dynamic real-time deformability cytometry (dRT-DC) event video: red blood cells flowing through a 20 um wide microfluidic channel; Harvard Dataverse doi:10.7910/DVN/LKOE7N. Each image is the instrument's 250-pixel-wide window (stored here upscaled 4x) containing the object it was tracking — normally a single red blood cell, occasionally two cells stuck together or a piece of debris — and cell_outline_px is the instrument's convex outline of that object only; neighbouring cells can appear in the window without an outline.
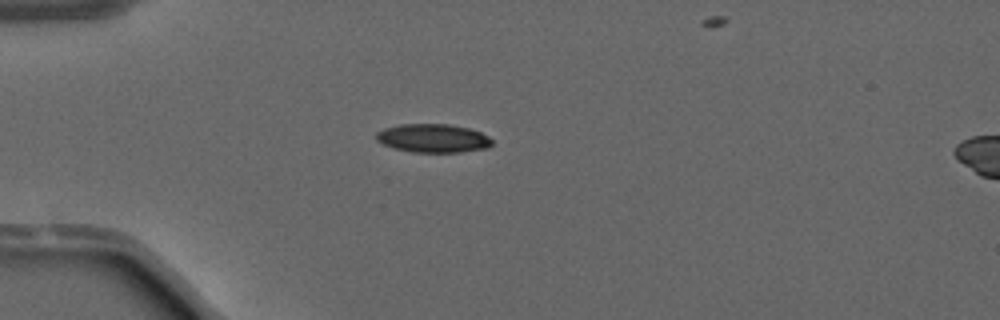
{"species": "common noctule bat (a hibernating species)", "species_latin": "Nyctalus noctula", "temperature_condition": "warm", "stored_images_in_passage": 33, "camera_frame_rate_fps": 3000, "um_per_image_px": 0.085, "animal": {"sex": "male", "forearm_length_mm": 52.5}, "frame": {"image": 1, "passage_image": 1, "time_ms": 0.0, "image_size_px": [1000, 320], "cell_outline_px": [[492, 144], [488, 148], [460, 152], [412, 152], [392, 148], [376, 140], [376, 132], [384, 128], [400, 124], [448, 124], [468, 128], [480, 132], [488, 136], [492, 140]], "centroid_in_image_um": [36.79, 11.75], "position_along_channel_um": 48.2, "area_um2": 19.31}}
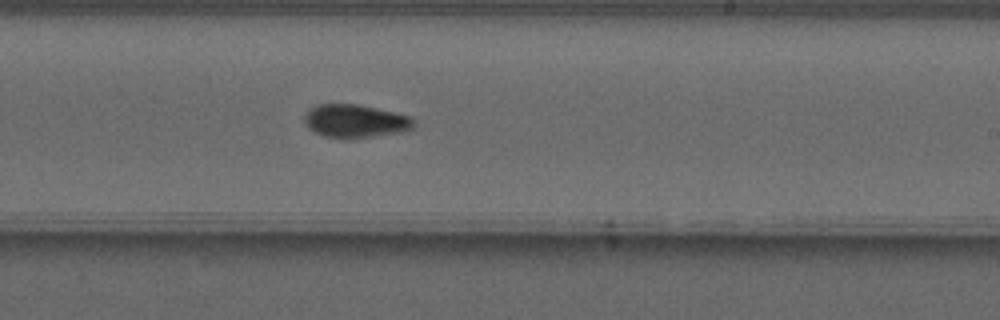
{"frame": {"image": 2, "passage_image": 18, "time_ms": 5.667, "image_size_px": [1000, 320], "cell_outline_px": [[416, 124], [408, 132], [372, 136], [324, 136], [308, 128], [304, 120], [304, 112], [308, 108], [316, 104], [360, 104], [396, 112], [412, 116], [416, 120]], "centroid_in_image_um": [30.26, 10.25], "position_along_channel_um": 258.7, "area_um2": 21.21}}
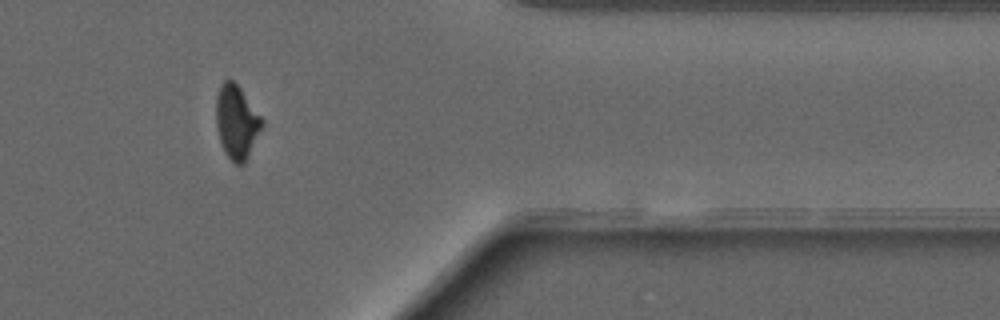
{"frame": {"image": 3, "passage_image": 29, "time_ms": 9.333, "image_size_px": [1000, 320], "cell_outline_px": [[264, 124], [244, 164], [236, 164], [224, 152], [216, 128], [216, 96], [220, 84], [224, 80], [232, 80], [240, 88], [264, 120]], "centroid_in_image_um": [20.1, 10.36], "position_along_channel_um": 391.3, "area_um2": 19.59}}